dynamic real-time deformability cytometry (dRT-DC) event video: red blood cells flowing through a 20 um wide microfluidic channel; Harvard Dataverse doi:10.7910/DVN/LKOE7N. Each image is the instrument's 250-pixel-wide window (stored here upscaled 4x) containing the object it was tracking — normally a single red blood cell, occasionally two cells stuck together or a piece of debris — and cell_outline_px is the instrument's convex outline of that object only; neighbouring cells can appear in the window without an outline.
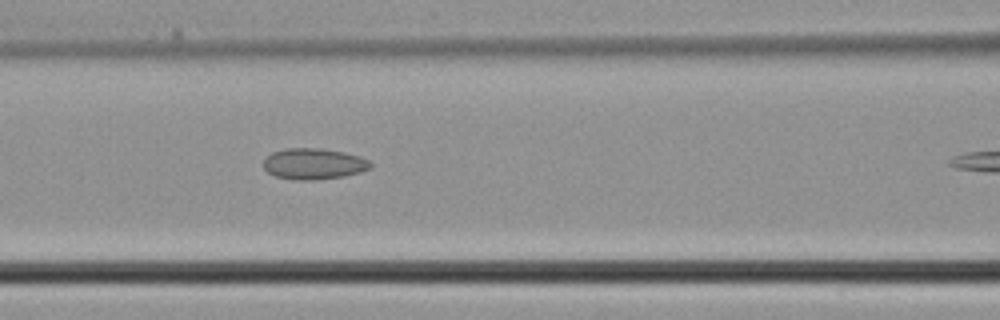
{"species": "common noctule bat (a hibernating species)", "species_latin": "Nyctalus noctula", "temperature_condition": "cold", "stored_images_in_passage": 5, "segment_of_instrument_passage": [1, 2], "camera_frame_rate_fps": 3000, "um_per_image_px": 0.085, "animal": {"sex": "male", "body_mass_g": 21.5, "forearm_length_mm": 52.0}, "frame": {"image": 1, "passage_image": 4, "time_ms": 1.0, "image_size_px": [1000, 320], "cell_outline_px": [[372, 168], [360, 172], [344, 176], [316, 180], [296, 180], [276, 176], [268, 172], [264, 168], [264, 160], [272, 152], [284, 148], [320, 148], [344, 152], [360, 156], [368, 160], [372, 164]], "centroid_in_image_um": [26.68, 13.92], "position_along_channel_um": 139.9, "area_um2": 19.42}}